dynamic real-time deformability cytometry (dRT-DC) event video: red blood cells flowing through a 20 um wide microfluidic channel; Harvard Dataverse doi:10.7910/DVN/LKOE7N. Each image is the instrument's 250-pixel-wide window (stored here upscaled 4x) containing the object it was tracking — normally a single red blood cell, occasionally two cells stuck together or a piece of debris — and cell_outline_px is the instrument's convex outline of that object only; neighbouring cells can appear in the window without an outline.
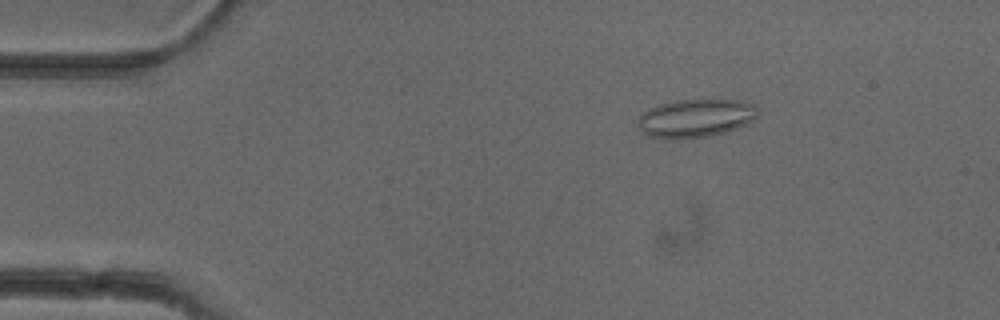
{"species": "common noctule bat (a hibernating species)", "species_latin": "Nyctalus noctula", "temperature_condition": "cold", "stored_images_in_passage": 47, "camera_frame_rate_fps": 3000, "um_per_image_px": 0.085, "animal": {"sex": "female"}, "frame": {"image": 1, "passage_image": 4, "time_ms": 1.0, "image_size_px": [1000, 320], "cell_outline_px": [[760, 112], [752, 120], [728, 132], [712, 136], [648, 136], [640, 128], [640, 116], [648, 108], [660, 104], [676, 100], [740, 100], [756, 104], [760, 108]], "centroid_in_image_um": [59.24, 9.99], "position_along_channel_um": 25.8, "area_um2": 26.01}}
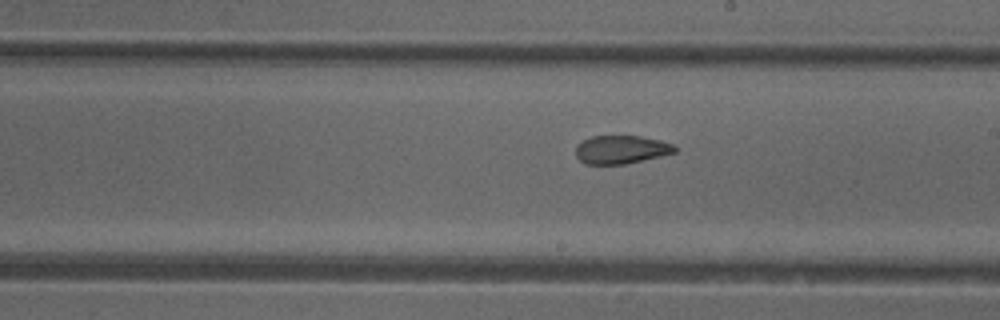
{"frame": {"image": 2, "passage_image": 25, "time_ms": 8.0, "image_size_px": [1000, 320], "cell_outline_px": [[676, 152], [660, 156], [624, 164], [584, 164], [576, 156], [576, 144], [592, 136], [640, 136], [660, 140], [672, 144], [676, 148]], "centroid_in_image_um": [52.77, 12.71], "position_along_channel_um": 236.2, "area_um2": 16.24}}
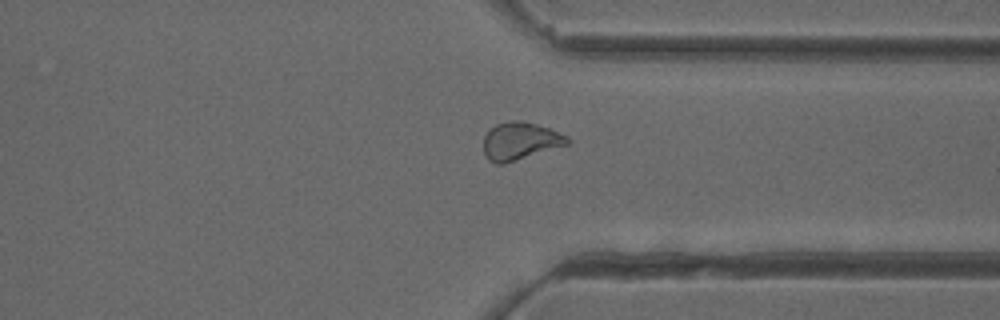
{"frame": {"image": 3, "passage_image": 35, "time_ms": 11.333, "image_size_px": [1000, 320], "cell_outline_px": [[572, 140], [568, 144], [504, 164], [496, 164], [488, 160], [484, 152], [484, 136], [496, 124], [512, 120], [520, 120], [536, 124], [548, 128], [568, 136]], "centroid_in_image_um": [44.22, 11.99], "position_along_channel_um": 367.2, "area_um2": 18.26}, "authors_computed_cell_mechanics": {"area_um2": 18.6694, "velocity_mm_per_s": 3.9517, "shape_relaxation_time_tau1_ms": null, "shape_relaxation_time_tau2_ms": 2.2746, "deformation_change_tau1": null, "deformation_change_tau2": 0.0717}}